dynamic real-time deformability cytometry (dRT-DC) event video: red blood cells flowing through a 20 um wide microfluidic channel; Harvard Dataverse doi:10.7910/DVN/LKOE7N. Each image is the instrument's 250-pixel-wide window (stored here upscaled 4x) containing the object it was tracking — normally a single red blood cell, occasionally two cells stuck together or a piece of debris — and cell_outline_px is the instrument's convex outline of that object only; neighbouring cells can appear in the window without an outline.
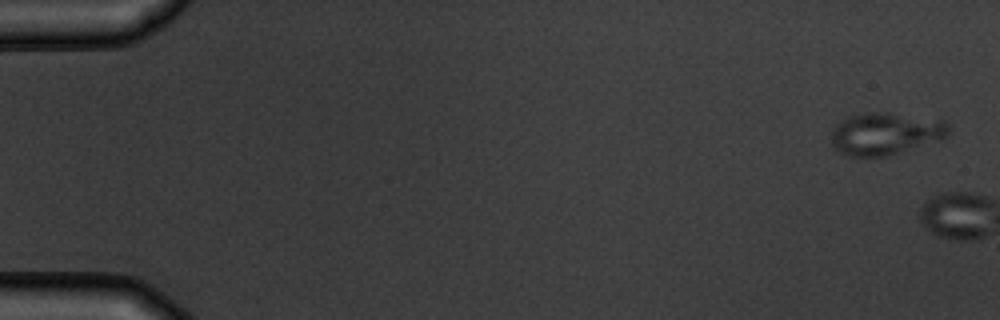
{"species": "common noctule bat (a hibernating species)", "species_latin": "Nyctalus noctula", "temperature_condition": "warm", "stored_images_in_passage": 2, "camera_frame_rate_fps": 3000, "um_per_image_px": 0.085, "animal": {"sex": "male", "body_mass_g": 19.5, "forearm_length_mm": 54.6}, "frame": {"image": 1, "passage_image": 1, "time_ms": 0.0, "image_size_px": [1000, 320], "cell_outline_px": [[948, 136], [944, 140], [888, 156], [848, 156], [832, 148], [832, 128], [836, 124], [848, 116], [864, 112], [888, 112], [944, 120], [948, 124]], "centroid_in_image_um": [75.28, 11.36], "position_along_channel_um": 9.7, "area_um2": 29.42}}